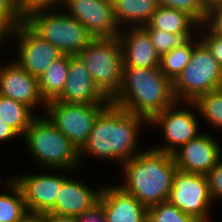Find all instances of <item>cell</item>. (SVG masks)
Returning <instances> with one entry per match:
<instances>
[{
  "label": "cell",
  "instance_id": "cell-1",
  "mask_svg": "<svg viewBox=\"0 0 222 222\" xmlns=\"http://www.w3.org/2000/svg\"><path fill=\"white\" fill-rule=\"evenodd\" d=\"M148 121L110 103L96 118L79 159L87 154L99 159L118 160L121 164L135 157L142 123Z\"/></svg>",
  "mask_w": 222,
  "mask_h": 222
},
{
  "label": "cell",
  "instance_id": "cell-2",
  "mask_svg": "<svg viewBox=\"0 0 222 222\" xmlns=\"http://www.w3.org/2000/svg\"><path fill=\"white\" fill-rule=\"evenodd\" d=\"M175 102L173 82L160 67L122 66L121 88L112 104L149 122Z\"/></svg>",
  "mask_w": 222,
  "mask_h": 222
},
{
  "label": "cell",
  "instance_id": "cell-3",
  "mask_svg": "<svg viewBox=\"0 0 222 222\" xmlns=\"http://www.w3.org/2000/svg\"><path fill=\"white\" fill-rule=\"evenodd\" d=\"M122 168L125 183L119 186L147 208L168 201L178 169L173 154L149 148L126 161Z\"/></svg>",
  "mask_w": 222,
  "mask_h": 222
},
{
  "label": "cell",
  "instance_id": "cell-4",
  "mask_svg": "<svg viewBox=\"0 0 222 222\" xmlns=\"http://www.w3.org/2000/svg\"><path fill=\"white\" fill-rule=\"evenodd\" d=\"M23 139L42 167L62 172L80 168L79 149L45 115L31 121Z\"/></svg>",
  "mask_w": 222,
  "mask_h": 222
},
{
  "label": "cell",
  "instance_id": "cell-5",
  "mask_svg": "<svg viewBox=\"0 0 222 222\" xmlns=\"http://www.w3.org/2000/svg\"><path fill=\"white\" fill-rule=\"evenodd\" d=\"M77 56L91 77L108 99L112 100L120 91L122 82V47L119 37L94 38Z\"/></svg>",
  "mask_w": 222,
  "mask_h": 222
},
{
  "label": "cell",
  "instance_id": "cell-6",
  "mask_svg": "<svg viewBox=\"0 0 222 222\" xmlns=\"http://www.w3.org/2000/svg\"><path fill=\"white\" fill-rule=\"evenodd\" d=\"M36 10L24 22L42 39L57 47L64 55H77L94 37L66 12Z\"/></svg>",
  "mask_w": 222,
  "mask_h": 222
},
{
  "label": "cell",
  "instance_id": "cell-7",
  "mask_svg": "<svg viewBox=\"0 0 222 222\" xmlns=\"http://www.w3.org/2000/svg\"><path fill=\"white\" fill-rule=\"evenodd\" d=\"M219 88H222V66L201 40L193 41L190 61L173 82L176 100L194 102L200 95Z\"/></svg>",
  "mask_w": 222,
  "mask_h": 222
},
{
  "label": "cell",
  "instance_id": "cell-8",
  "mask_svg": "<svg viewBox=\"0 0 222 222\" xmlns=\"http://www.w3.org/2000/svg\"><path fill=\"white\" fill-rule=\"evenodd\" d=\"M109 104L46 103L45 115L79 150L87 142L98 115Z\"/></svg>",
  "mask_w": 222,
  "mask_h": 222
},
{
  "label": "cell",
  "instance_id": "cell-9",
  "mask_svg": "<svg viewBox=\"0 0 222 222\" xmlns=\"http://www.w3.org/2000/svg\"><path fill=\"white\" fill-rule=\"evenodd\" d=\"M168 201L200 222L210 221L208 211L213 199L206 175L177 169Z\"/></svg>",
  "mask_w": 222,
  "mask_h": 222
},
{
  "label": "cell",
  "instance_id": "cell-10",
  "mask_svg": "<svg viewBox=\"0 0 222 222\" xmlns=\"http://www.w3.org/2000/svg\"><path fill=\"white\" fill-rule=\"evenodd\" d=\"M13 35L19 41V60L16 62L38 79L52 62L64 55L57 47L37 35L25 22L13 30Z\"/></svg>",
  "mask_w": 222,
  "mask_h": 222
},
{
  "label": "cell",
  "instance_id": "cell-11",
  "mask_svg": "<svg viewBox=\"0 0 222 222\" xmlns=\"http://www.w3.org/2000/svg\"><path fill=\"white\" fill-rule=\"evenodd\" d=\"M63 3L68 10L65 12L79 21L94 38H113L120 34L112 0H64Z\"/></svg>",
  "mask_w": 222,
  "mask_h": 222
},
{
  "label": "cell",
  "instance_id": "cell-12",
  "mask_svg": "<svg viewBox=\"0 0 222 222\" xmlns=\"http://www.w3.org/2000/svg\"><path fill=\"white\" fill-rule=\"evenodd\" d=\"M178 101L155 115L148 123L160 126L164 132L167 144L154 148L157 151L173 154L182 145L196 138L199 125L196 115L187 109L176 107ZM178 108V109H176Z\"/></svg>",
  "mask_w": 222,
  "mask_h": 222
},
{
  "label": "cell",
  "instance_id": "cell-13",
  "mask_svg": "<svg viewBox=\"0 0 222 222\" xmlns=\"http://www.w3.org/2000/svg\"><path fill=\"white\" fill-rule=\"evenodd\" d=\"M67 178L66 173H37L13 177V180L22 191L27 210L46 214L54 209L56 196Z\"/></svg>",
  "mask_w": 222,
  "mask_h": 222
},
{
  "label": "cell",
  "instance_id": "cell-14",
  "mask_svg": "<svg viewBox=\"0 0 222 222\" xmlns=\"http://www.w3.org/2000/svg\"><path fill=\"white\" fill-rule=\"evenodd\" d=\"M176 167L184 172L206 175L222 158L215 138L201 134L173 153Z\"/></svg>",
  "mask_w": 222,
  "mask_h": 222
},
{
  "label": "cell",
  "instance_id": "cell-15",
  "mask_svg": "<svg viewBox=\"0 0 222 222\" xmlns=\"http://www.w3.org/2000/svg\"><path fill=\"white\" fill-rule=\"evenodd\" d=\"M0 95L21 102L31 110L41 103L44 111L46 108L40 95L38 78L30 75L17 62L0 67Z\"/></svg>",
  "mask_w": 222,
  "mask_h": 222
},
{
  "label": "cell",
  "instance_id": "cell-16",
  "mask_svg": "<svg viewBox=\"0 0 222 222\" xmlns=\"http://www.w3.org/2000/svg\"><path fill=\"white\" fill-rule=\"evenodd\" d=\"M57 101L69 104L111 103L96 87L91 74L77 55H69L67 80Z\"/></svg>",
  "mask_w": 222,
  "mask_h": 222
},
{
  "label": "cell",
  "instance_id": "cell-17",
  "mask_svg": "<svg viewBox=\"0 0 222 222\" xmlns=\"http://www.w3.org/2000/svg\"><path fill=\"white\" fill-rule=\"evenodd\" d=\"M99 199L107 222H144L147 207L119 185L103 187Z\"/></svg>",
  "mask_w": 222,
  "mask_h": 222
},
{
  "label": "cell",
  "instance_id": "cell-18",
  "mask_svg": "<svg viewBox=\"0 0 222 222\" xmlns=\"http://www.w3.org/2000/svg\"><path fill=\"white\" fill-rule=\"evenodd\" d=\"M118 35L122 47L123 66L140 68L160 67V56L153 46L148 32L143 27H129Z\"/></svg>",
  "mask_w": 222,
  "mask_h": 222
},
{
  "label": "cell",
  "instance_id": "cell-19",
  "mask_svg": "<svg viewBox=\"0 0 222 222\" xmlns=\"http://www.w3.org/2000/svg\"><path fill=\"white\" fill-rule=\"evenodd\" d=\"M101 189L94 191L76 178L68 176L56 196L54 209L50 213L77 217L98 202Z\"/></svg>",
  "mask_w": 222,
  "mask_h": 222
},
{
  "label": "cell",
  "instance_id": "cell-20",
  "mask_svg": "<svg viewBox=\"0 0 222 222\" xmlns=\"http://www.w3.org/2000/svg\"><path fill=\"white\" fill-rule=\"evenodd\" d=\"M112 4L117 24L127 29L128 24L133 27L147 25L159 6L158 0H112Z\"/></svg>",
  "mask_w": 222,
  "mask_h": 222
},
{
  "label": "cell",
  "instance_id": "cell-21",
  "mask_svg": "<svg viewBox=\"0 0 222 222\" xmlns=\"http://www.w3.org/2000/svg\"><path fill=\"white\" fill-rule=\"evenodd\" d=\"M193 26L198 27L199 24L187 13L159 5L150 22L142 27L144 29H159L170 34H179L191 33Z\"/></svg>",
  "mask_w": 222,
  "mask_h": 222
},
{
  "label": "cell",
  "instance_id": "cell-22",
  "mask_svg": "<svg viewBox=\"0 0 222 222\" xmlns=\"http://www.w3.org/2000/svg\"><path fill=\"white\" fill-rule=\"evenodd\" d=\"M69 70V55H63L51 63L39 77V91L45 103L57 100L64 91Z\"/></svg>",
  "mask_w": 222,
  "mask_h": 222
},
{
  "label": "cell",
  "instance_id": "cell-23",
  "mask_svg": "<svg viewBox=\"0 0 222 222\" xmlns=\"http://www.w3.org/2000/svg\"><path fill=\"white\" fill-rule=\"evenodd\" d=\"M32 110L25 104L0 95V117L12 127L19 136H23L35 118Z\"/></svg>",
  "mask_w": 222,
  "mask_h": 222
},
{
  "label": "cell",
  "instance_id": "cell-24",
  "mask_svg": "<svg viewBox=\"0 0 222 222\" xmlns=\"http://www.w3.org/2000/svg\"><path fill=\"white\" fill-rule=\"evenodd\" d=\"M10 179L9 193L0 194V222H17L28 211L20 187Z\"/></svg>",
  "mask_w": 222,
  "mask_h": 222
},
{
  "label": "cell",
  "instance_id": "cell-25",
  "mask_svg": "<svg viewBox=\"0 0 222 222\" xmlns=\"http://www.w3.org/2000/svg\"><path fill=\"white\" fill-rule=\"evenodd\" d=\"M196 107L214 128L222 129V88L200 95L194 102H185Z\"/></svg>",
  "mask_w": 222,
  "mask_h": 222
},
{
  "label": "cell",
  "instance_id": "cell-26",
  "mask_svg": "<svg viewBox=\"0 0 222 222\" xmlns=\"http://www.w3.org/2000/svg\"><path fill=\"white\" fill-rule=\"evenodd\" d=\"M193 52V39L183 47H177L160 58V69L174 82L190 61Z\"/></svg>",
  "mask_w": 222,
  "mask_h": 222
},
{
  "label": "cell",
  "instance_id": "cell-27",
  "mask_svg": "<svg viewBox=\"0 0 222 222\" xmlns=\"http://www.w3.org/2000/svg\"><path fill=\"white\" fill-rule=\"evenodd\" d=\"M157 54L162 57L177 47H183L192 40V33L170 34L159 29H145Z\"/></svg>",
  "mask_w": 222,
  "mask_h": 222
},
{
  "label": "cell",
  "instance_id": "cell-28",
  "mask_svg": "<svg viewBox=\"0 0 222 222\" xmlns=\"http://www.w3.org/2000/svg\"><path fill=\"white\" fill-rule=\"evenodd\" d=\"M147 218L151 222H200L195 217L182 212L169 201L148 207Z\"/></svg>",
  "mask_w": 222,
  "mask_h": 222
},
{
  "label": "cell",
  "instance_id": "cell-29",
  "mask_svg": "<svg viewBox=\"0 0 222 222\" xmlns=\"http://www.w3.org/2000/svg\"><path fill=\"white\" fill-rule=\"evenodd\" d=\"M158 4L187 13L200 27L205 21L208 9V3L205 0H158Z\"/></svg>",
  "mask_w": 222,
  "mask_h": 222
},
{
  "label": "cell",
  "instance_id": "cell-30",
  "mask_svg": "<svg viewBox=\"0 0 222 222\" xmlns=\"http://www.w3.org/2000/svg\"><path fill=\"white\" fill-rule=\"evenodd\" d=\"M212 34L222 36V0L208 3L207 15L203 23ZM208 25V26H207Z\"/></svg>",
  "mask_w": 222,
  "mask_h": 222
},
{
  "label": "cell",
  "instance_id": "cell-31",
  "mask_svg": "<svg viewBox=\"0 0 222 222\" xmlns=\"http://www.w3.org/2000/svg\"><path fill=\"white\" fill-rule=\"evenodd\" d=\"M63 2L64 0H17V5L19 12L25 18L36 10H51Z\"/></svg>",
  "mask_w": 222,
  "mask_h": 222
},
{
  "label": "cell",
  "instance_id": "cell-32",
  "mask_svg": "<svg viewBox=\"0 0 222 222\" xmlns=\"http://www.w3.org/2000/svg\"><path fill=\"white\" fill-rule=\"evenodd\" d=\"M0 17H3L14 29L24 22L17 0H0Z\"/></svg>",
  "mask_w": 222,
  "mask_h": 222
},
{
  "label": "cell",
  "instance_id": "cell-33",
  "mask_svg": "<svg viewBox=\"0 0 222 222\" xmlns=\"http://www.w3.org/2000/svg\"><path fill=\"white\" fill-rule=\"evenodd\" d=\"M211 198L217 200L222 198V160L220 159L215 166L206 174Z\"/></svg>",
  "mask_w": 222,
  "mask_h": 222
},
{
  "label": "cell",
  "instance_id": "cell-34",
  "mask_svg": "<svg viewBox=\"0 0 222 222\" xmlns=\"http://www.w3.org/2000/svg\"><path fill=\"white\" fill-rule=\"evenodd\" d=\"M203 34L204 36H199V38H201L200 40L207 46L212 56L222 66V36L212 34L209 30L206 34L202 33V35Z\"/></svg>",
  "mask_w": 222,
  "mask_h": 222
},
{
  "label": "cell",
  "instance_id": "cell-35",
  "mask_svg": "<svg viewBox=\"0 0 222 222\" xmlns=\"http://www.w3.org/2000/svg\"><path fill=\"white\" fill-rule=\"evenodd\" d=\"M78 222H107L103 212V204L99 199L88 211L77 216Z\"/></svg>",
  "mask_w": 222,
  "mask_h": 222
},
{
  "label": "cell",
  "instance_id": "cell-36",
  "mask_svg": "<svg viewBox=\"0 0 222 222\" xmlns=\"http://www.w3.org/2000/svg\"><path fill=\"white\" fill-rule=\"evenodd\" d=\"M19 134L0 117V142L11 140Z\"/></svg>",
  "mask_w": 222,
  "mask_h": 222
},
{
  "label": "cell",
  "instance_id": "cell-37",
  "mask_svg": "<svg viewBox=\"0 0 222 222\" xmlns=\"http://www.w3.org/2000/svg\"><path fill=\"white\" fill-rule=\"evenodd\" d=\"M45 222H78V219L76 216L46 213Z\"/></svg>",
  "mask_w": 222,
  "mask_h": 222
},
{
  "label": "cell",
  "instance_id": "cell-38",
  "mask_svg": "<svg viewBox=\"0 0 222 222\" xmlns=\"http://www.w3.org/2000/svg\"><path fill=\"white\" fill-rule=\"evenodd\" d=\"M17 222H45V214L27 211Z\"/></svg>",
  "mask_w": 222,
  "mask_h": 222
},
{
  "label": "cell",
  "instance_id": "cell-39",
  "mask_svg": "<svg viewBox=\"0 0 222 222\" xmlns=\"http://www.w3.org/2000/svg\"><path fill=\"white\" fill-rule=\"evenodd\" d=\"M13 30L14 28L3 17H0V44H2L4 38L7 39L10 34L12 36Z\"/></svg>",
  "mask_w": 222,
  "mask_h": 222
},
{
  "label": "cell",
  "instance_id": "cell-40",
  "mask_svg": "<svg viewBox=\"0 0 222 222\" xmlns=\"http://www.w3.org/2000/svg\"><path fill=\"white\" fill-rule=\"evenodd\" d=\"M207 3L213 2V1H218V0H205Z\"/></svg>",
  "mask_w": 222,
  "mask_h": 222
},
{
  "label": "cell",
  "instance_id": "cell-41",
  "mask_svg": "<svg viewBox=\"0 0 222 222\" xmlns=\"http://www.w3.org/2000/svg\"><path fill=\"white\" fill-rule=\"evenodd\" d=\"M144 222H151L148 218Z\"/></svg>",
  "mask_w": 222,
  "mask_h": 222
}]
</instances>
